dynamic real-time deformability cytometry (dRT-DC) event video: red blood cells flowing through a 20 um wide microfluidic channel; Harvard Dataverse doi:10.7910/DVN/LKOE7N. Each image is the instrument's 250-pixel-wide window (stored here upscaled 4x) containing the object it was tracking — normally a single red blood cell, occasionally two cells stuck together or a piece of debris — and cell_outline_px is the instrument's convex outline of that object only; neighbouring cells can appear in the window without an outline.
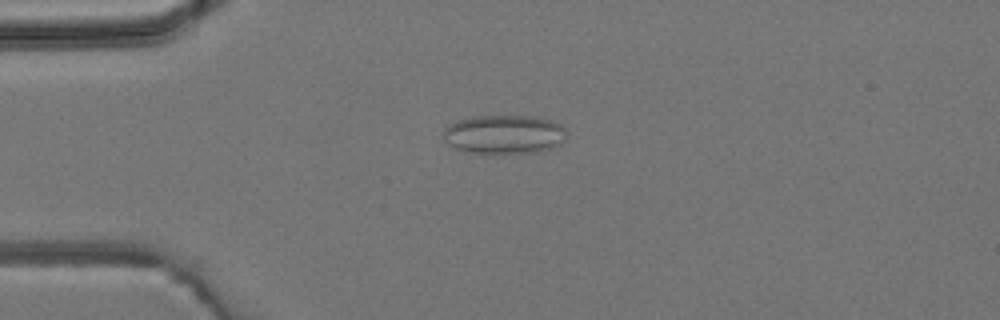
{"species": "common noctule bat (a hibernating species)", "species_latin": "Nyctalus noctula", "temperature_condition": "room temperature", "stored_images_in_passage": 5, "camera_frame_rate_fps": 3000, "um_per_image_px": 0.085, "animal": {"sex": "male", "body_mass_g": 19.2, "forearm_length_mm": 51.8}, "frame": {"image": 1, "passage_image": 3, "time_ms": 2.333, "image_size_px": [1000, 320], "cell_outline_px": [[568, 132], [564, 140], [560, 144], [552, 148], [536, 152], [472, 152], [456, 148], [448, 144], [444, 140], [444, 128], [448, 124], [456, 120], [476, 116], [536, 116], [560, 124]], "centroid_in_image_um": [42.86, 11.4], "position_along_channel_um": 42.1, "area_um2": 27.74}}